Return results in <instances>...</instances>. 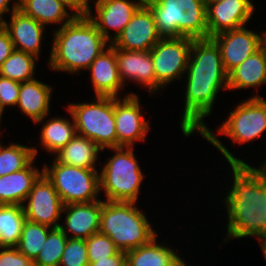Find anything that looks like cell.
Here are the masks:
<instances>
[{
    "instance_id": "obj_37",
    "label": "cell",
    "mask_w": 266,
    "mask_h": 266,
    "mask_svg": "<svg viewBox=\"0 0 266 266\" xmlns=\"http://www.w3.org/2000/svg\"><path fill=\"white\" fill-rule=\"evenodd\" d=\"M14 51L13 42L8 32L2 28L0 29V66Z\"/></svg>"
},
{
    "instance_id": "obj_24",
    "label": "cell",
    "mask_w": 266,
    "mask_h": 266,
    "mask_svg": "<svg viewBox=\"0 0 266 266\" xmlns=\"http://www.w3.org/2000/svg\"><path fill=\"white\" fill-rule=\"evenodd\" d=\"M36 159L24 169L0 177V205H23L34 183L43 174V167L39 169L35 164Z\"/></svg>"
},
{
    "instance_id": "obj_33",
    "label": "cell",
    "mask_w": 266,
    "mask_h": 266,
    "mask_svg": "<svg viewBox=\"0 0 266 266\" xmlns=\"http://www.w3.org/2000/svg\"><path fill=\"white\" fill-rule=\"evenodd\" d=\"M85 242L87 245L89 264L114 256L119 251L107 235L99 232L85 239Z\"/></svg>"
},
{
    "instance_id": "obj_18",
    "label": "cell",
    "mask_w": 266,
    "mask_h": 266,
    "mask_svg": "<svg viewBox=\"0 0 266 266\" xmlns=\"http://www.w3.org/2000/svg\"><path fill=\"white\" fill-rule=\"evenodd\" d=\"M9 17V20L4 21L3 28L8 32L13 42L14 50L31 54L41 60V46L43 47L42 42L47 35L46 29L49 28L27 16L18 8Z\"/></svg>"
},
{
    "instance_id": "obj_38",
    "label": "cell",
    "mask_w": 266,
    "mask_h": 266,
    "mask_svg": "<svg viewBox=\"0 0 266 266\" xmlns=\"http://www.w3.org/2000/svg\"><path fill=\"white\" fill-rule=\"evenodd\" d=\"M89 266H127V257L124 251H118L114 256L92 262Z\"/></svg>"
},
{
    "instance_id": "obj_43",
    "label": "cell",
    "mask_w": 266,
    "mask_h": 266,
    "mask_svg": "<svg viewBox=\"0 0 266 266\" xmlns=\"http://www.w3.org/2000/svg\"><path fill=\"white\" fill-rule=\"evenodd\" d=\"M3 115H4V113L2 112V110L0 109V129L2 128L1 126H2V120L4 119L3 118Z\"/></svg>"
},
{
    "instance_id": "obj_21",
    "label": "cell",
    "mask_w": 266,
    "mask_h": 266,
    "mask_svg": "<svg viewBox=\"0 0 266 266\" xmlns=\"http://www.w3.org/2000/svg\"><path fill=\"white\" fill-rule=\"evenodd\" d=\"M53 86L35 78L20 83L17 110L28 117L34 124L51 113ZM53 93V94H52Z\"/></svg>"
},
{
    "instance_id": "obj_47",
    "label": "cell",
    "mask_w": 266,
    "mask_h": 266,
    "mask_svg": "<svg viewBox=\"0 0 266 266\" xmlns=\"http://www.w3.org/2000/svg\"><path fill=\"white\" fill-rule=\"evenodd\" d=\"M3 28V23L0 21V29Z\"/></svg>"
},
{
    "instance_id": "obj_16",
    "label": "cell",
    "mask_w": 266,
    "mask_h": 266,
    "mask_svg": "<svg viewBox=\"0 0 266 266\" xmlns=\"http://www.w3.org/2000/svg\"><path fill=\"white\" fill-rule=\"evenodd\" d=\"M161 38L152 11L143 3L111 45L127 51H150Z\"/></svg>"
},
{
    "instance_id": "obj_3",
    "label": "cell",
    "mask_w": 266,
    "mask_h": 266,
    "mask_svg": "<svg viewBox=\"0 0 266 266\" xmlns=\"http://www.w3.org/2000/svg\"><path fill=\"white\" fill-rule=\"evenodd\" d=\"M47 67L53 72L79 75L110 46L87 16H75L69 23L53 29Z\"/></svg>"
},
{
    "instance_id": "obj_35",
    "label": "cell",
    "mask_w": 266,
    "mask_h": 266,
    "mask_svg": "<svg viewBox=\"0 0 266 266\" xmlns=\"http://www.w3.org/2000/svg\"><path fill=\"white\" fill-rule=\"evenodd\" d=\"M19 89V82L0 75V109L4 114L6 108L17 106Z\"/></svg>"
},
{
    "instance_id": "obj_34",
    "label": "cell",
    "mask_w": 266,
    "mask_h": 266,
    "mask_svg": "<svg viewBox=\"0 0 266 266\" xmlns=\"http://www.w3.org/2000/svg\"><path fill=\"white\" fill-rule=\"evenodd\" d=\"M59 266H89L85 239L68 238Z\"/></svg>"
},
{
    "instance_id": "obj_46",
    "label": "cell",
    "mask_w": 266,
    "mask_h": 266,
    "mask_svg": "<svg viewBox=\"0 0 266 266\" xmlns=\"http://www.w3.org/2000/svg\"><path fill=\"white\" fill-rule=\"evenodd\" d=\"M2 129H0V139L3 137V132L1 131Z\"/></svg>"
},
{
    "instance_id": "obj_30",
    "label": "cell",
    "mask_w": 266,
    "mask_h": 266,
    "mask_svg": "<svg viewBox=\"0 0 266 266\" xmlns=\"http://www.w3.org/2000/svg\"><path fill=\"white\" fill-rule=\"evenodd\" d=\"M37 60L31 54L14 50L0 66V75L19 83L33 80L37 74Z\"/></svg>"
},
{
    "instance_id": "obj_13",
    "label": "cell",
    "mask_w": 266,
    "mask_h": 266,
    "mask_svg": "<svg viewBox=\"0 0 266 266\" xmlns=\"http://www.w3.org/2000/svg\"><path fill=\"white\" fill-rule=\"evenodd\" d=\"M22 206L28 221L52 228H58L62 222L64 204L44 174L34 183Z\"/></svg>"
},
{
    "instance_id": "obj_42",
    "label": "cell",
    "mask_w": 266,
    "mask_h": 266,
    "mask_svg": "<svg viewBox=\"0 0 266 266\" xmlns=\"http://www.w3.org/2000/svg\"><path fill=\"white\" fill-rule=\"evenodd\" d=\"M261 48L265 54L266 57V30H264V34L262 36V40H261Z\"/></svg>"
},
{
    "instance_id": "obj_10",
    "label": "cell",
    "mask_w": 266,
    "mask_h": 266,
    "mask_svg": "<svg viewBox=\"0 0 266 266\" xmlns=\"http://www.w3.org/2000/svg\"><path fill=\"white\" fill-rule=\"evenodd\" d=\"M192 42L190 37H168L161 38L152 47L150 54L156 75V95L161 94L163 89L165 91L172 82L182 81L188 66Z\"/></svg>"
},
{
    "instance_id": "obj_6",
    "label": "cell",
    "mask_w": 266,
    "mask_h": 266,
    "mask_svg": "<svg viewBox=\"0 0 266 266\" xmlns=\"http://www.w3.org/2000/svg\"><path fill=\"white\" fill-rule=\"evenodd\" d=\"M136 147H114L104 149L113 152L108 160L99 166L100 194L104 201L137 202L142 184L144 185L145 171L136 158ZM143 182V183H142Z\"/></svg>"
},
{
    "instance_id": "obj_32",
    "label": "cell",
    "mask_w": 266,
    "mask_h": 266,
    "mask_svg": "<svg viewBox=\"0 0 266 266\" xmlns=\"http://www.w3.org/2000/svg\"><path fill=\"white\" fill-rule=\"evenodd\" d=\"M68 237L58 227L49 231L43 248L33 261L34 266H59Z\"/></svg>"
},
{
    "instance_id": "obj_1",
    "label": "cell",
    "mask_w": 266,
    "mask_h": 266,
    "mask_svg": "<svg viewBox=\"0 0 266 266\" xmlns=\"http://www.w3.org/2000/svg\"><path fill=\"white\" fill-rule=\"evenodd\" d=\"M182 93L180 129L185 138L200 135L207 127L205 118L214 112L220 91H228L221 51L212 38L193 39Z\"/></svg>"
},
{
    "instance_id": "obj_44",
    "label": "cell",
    "mask_w": 266,
    "mask_h": 266,
    "mask_svg": "<svg viewBox=\"0 0 266 266\" xmlns=\"http://www.w3.org/2000/svg\"><path fill=\"white\" fill-rule=\"evenodd\" d=\"M179 266H188L187 259L184 258V259L180 262Z\"/></svg>"
},
{
    "instance_id": "obj_39",
    "label": "cell",
    "mask_w": 266,
    "mask_h": 266,
    "mask_svg": "<svg viewBox=\"0 0 266 266\" xmlns=\"http://www.w3.org/2000/svg\"><path fill=\"white\" fill-rule=\"evenodd\" d=\"M66 5L76 16L88 14L90 0H58Z\"/></svg>"
},
{
    "instance_id": "obj_29",
    "label": "cell",
    "mask_w": 266,
    "mask_h": 266,
    "mask_svg": "<svg viewBox=\"0 0 266 266\" xmlns=\"http://www.w3.org/2000/svg\"><path fill=\"white\" fill-rule=\"evenodd\" d=\"M25 221L22 205H0V247L18 245Z\"/></svg>"
},
{
    "instance_id": "obj_19",
    "label": "cell",
    "mask_w": 266,
    "mask_h": 266,
    "mask_svg": "<svg viewBox=\"0 0 266 266\" xmlns=\"http://www.w3.org/2000/svg\"><path fill=\"white\" fill-rule=\"evenodd\" d=\"M116 62L124 86L134 82L147 88L149 97L156 95V75L150 51H127L116 48ZM137 83V84H136Z\"/></svg>"
},
{
    "instance_id": "obj_5",
    "label": "cell",
    "mask_w": 266,
    "mask_h": 266,
    "mask_svg": "<svg viewBox=\"0 0 266 266\" xmlns=\"http://www.w3.org/2000/svg\"><path fill=\"white\" fill-rule=\"evenodd\" d=\"M139 207L137 202L102 200L99 233L107 235L120 251L147 244L159 232Z\"/></svg>"
},
{
    "instance_id": "obj_45",
    "label": "cell",
    "mask_w": 266,
    "mask_h": 266,
    "mask_svg": "<svg viewBox=\"0 0 266 266\" xmlns=\"http://www.w3.org/2000/svg\"><path fill=\"white\" fill-rule=\"evenodd\" d=\"M222 1H225V0H205V2H222Z\"/></svg>"
},
{
    "instance_id": "obj_41",
    "label": "cell",
    "mask_w": 266,
    "mask_h": 266,
    "mask_svg": "<svg viewBox=\"0 0 266 266\" xmlns=\"http://www.w3.org/2000/svg\"><path fill=\"white\" fill-rule=\"evenodd\" d=\"M262 255L266 261V237L257 239Z\"/></svg>"
},
{
    "instance_id": "obj_26",
    "label": "cell",
    "mask_w": 266,
    "mask_h": 266,
    "mask_svg": "<svg viewBox=\"0 0 266 266\" xmlns=\"http://www.w3.org/2000/svg\"><path fill=\"white\" fill-rule=\"evenodd\" d=\"M18 9L45 27H62L76 15L58 0H18Z\"/></svg>"
},
{
    "instance_id": "obj_23",
    "label": "cell",
    "mask_w": 266,
    "mask_h": 266,
    "mask_svg": "<svg viewBox=\"0 0 266 266\" xmlns=\"http://www.w3.org/2000/svg\"><path fill=\"white\" fill-rule=\"evenodd\" d=\"M65 110L70 115L69 117L66 115L62 117L58 114L53 117L47 115L35 123V125H42L39 131V145L42 150L45 149V152L51 155V158L77 134L74 118L67 108Z\"/></svg>"
},
{
    "instance_id": "obj_17",
    "label": "cell",
    "mask_w": 266,
    "mask_h": 266,
    "mask_svg": "<svg viewBox=\"0 0 266 266\" xmlns=\"http://www.w3.org/2000/svg\"><path fill=\"white\" fill-rule=\"evenodd\" d=\"M86 71L89 72L91 88L93 87L95 96L123 98L137 95V93L129 90L122 96L121 93L125 90V86L120 79L117 68L116 48L111 44L91 63Z\"/></svg>"
},
{
    "instance_id": "obj_8",
    "label": "cell",
    "mask_w": 266,
    "mask_h": 266,
    "mask_svg": "<svg viewBox=\"0 0 266 266\" xmlns=\"http://www.w3.org/2000/svg\"><path fill=\"white\" fill-rule=\"evenodd\" d=\"M81 102L65 105L74 118L76 133L92 140L102 150L117 147L114 97L93 96L90 102Z\"/></svg>"
},
{
    "instance_id": "obj_14",
    "label": "cell",
    "mask_w": 266,
    "mask_h": 266,
    "mask_svg": "<svg viewBox=\"0 0 266 266\" xmlns=\"http://www.w3.org/2000/svg\"><path fill=\"white\" fill-rule=\"evenodd\" d=\"M262 30H250L247 25L212 37L220 48L222 64L227 74L261 48L264 29Z\"/></svg>"
},
{
    "instance_id": "obj_11",
    "label": "cell",
    "mask_w": 266,
    "mask_h": 266,
    "mask_svg": "<svg viewBox=\"0 0 266 266\" xmlns=\"http://www.w3.org/2000/svg\"><path fill=\"white\" fill-rule=\"evenodd\" d=\"M140 98L139 94L123 98L114 97L117 147H135L137 142L146 141L151 131V123L146 120L149 118L144 116Z\"/></svg>"
},
{
    "instance_id": "obj_40",
    "label": "cell",
    "mask_w": 266,
    "mask_h": 266,
    "mask_svg": "<svg viewBox=\"0 0 266 266\" xmlns=\"http://www.w3.org/2000/svg\"><path fill=\"white\" fill-rule=\"evenodd\" d=\"M18 8V0H0V21L4 23L7 15H10ZM6 17V18H5Z\"/></svg>"
},
{
    "instance_id": "obj_2",
    "label": "cell",
    "mask_w": 266,
    "mask_h": 266,
    "mask_svg": "<svg viewBox=\"0 0 266 266\" xmlns=\"http://www.w3.org/2000/svg\"><path fill=\"white\" fill-rule=\"evenodd\" d=\"M252 165L227 164L232 180L221 197L227 214L221 245L233 239L266 237V177Z\"/></svg>"
},
{
    "instance_id": "obj_15",
    "label": "cell",
    "mask_w": 266,
    "mask_h": 266,
    "mask_svg": "<svg viewBox=\"0 0 266 266\" xmlns=\"http://www.w3.org/2000/svg\"><path fill=\"white\" fill-rule=\"evenodd\" d=\"M253 0H225L206 2L208 38L227 31L247 26L256 13Z\"/></svg>"
},
{
    "instance_id": "obj_36",
    "label": "cell",
    "mask_w": 266,
    "mask_h": 266,
    "mask_svg": "<svg viewBox=\"0 0 266 266\" xmlns=\"http://www.w3.org/2000/svg\"><path fill=\"white\" fill-rule=\"evenodd\" d=\"M0 266H34L16 247H0Z\"/></svg>"
},
{
    "instance_id": "obj_27",
    "label": "cell",
    "mask_w": 266,
    "mask_h": 266,
    "mask_svg": "<svg viewBox=\"0 0 266 266\" xmlns=\"http://www.w3.org/2000/svg\"><path fill=\"white\" fill-rule=\"evenodd\" d=\"M102 149L92 140L76 134V136L53 157L62 164L79 168H97Z\"/></svg>"
},
{
    "instance_id": "obj_12",
    "label": "cell",
    "mask_w": 266,
    "mask_h": 266,
    "mask_svg": "<svg viewBox=\"0 0 266 266\" xmlns=\"http://www.w3.org/2000/svg\"><path fill=\"white\" fill-rule=\"evenodd\" d=\"M90 3L87 16L111 44L124 30L144 0H90Z\"/></svg>"
},
{
    "instance_id": "obj_22",
    "label": "cell",
    "mask_w": 266,
    "mask_h": 266,
    "mask_svg": "<svg viewBox=\"0 0 266 266\" xmlns=\"http://www.w3.org/2000/svg\"><path fill=\"white\" fill-rule=\"evenodd\" d=\"M266 85V57L260 48L228 73V91L254 88L250 97H263L259 89ZM257 91V92H256Z\"/></svg>"
},
{
    "instance_id": "obj_7",
    "label": "cell",
    "mask_w": 266,
    "mask_h": 266,
    "mask_svg": "<svg viewBox=\"0 0 266 266\" xmlns=\"http://www.w3.org/2000/svg\"><path fill=\"white\" fill-rule=\"evenodd\" d=\"M162 38L208 39L205 0H144Z\"/></svg>"
},
{
    "instance_id": "obj_4",
    "label": "cell",
    "mask_w": 266,
    "mask_h": 266,
    "mask_svg": "<svg viewBox=\"0 0 266 266\" xmlns=\"http://www.w3.org/2000/svg\"><path fill=\"white\" fill-rule=\"evenodd\" d=\"M234 107V110H230L225 120L214 130L217 134L208 126L199 136L215 147L227 161L226 163L247 164L248 160L245 161L239 156L237 158L220 140V137L223 135L224 138H229L233 145H249L256 139L259 141V138L260 140L265 138L266 143V99L248 97L235 104Z\"/></svg>"
},
{
    "instance_id": "obj_20",
    "label": "cell",
    "mask_w": 266,
    "mask_h": 266,
    "mask_svg": "<svg viewBox=\"0 0 266 266\" xmlns=\"http://www.w3.org/2000/svg\"><path fill=\"white\" fill-rule=\"evenodd\" d=\"M102 200L90 203L66 204L59 228L68 238L88 239L99 232ZM64 215V216H63Z\"/></svg>"
},
{
    "instance_id": "obj_31",
    "label": "cell",
    "mask_w": 266,
    "mask_h": 266,
    "mask_svg": "<svg viewBox=\"0 0 266 266\" xmlns=\"http://www.w3.org/2000/svg\"><path fill=\"white\" fill-rule=\"evenodd\" d=\"M51 229L52 227L47 225L26 220L16 248L27 258L34 261L43 248Z\"/></svg>"
},
{
    "instance_id": "obj_9",
    "label": "cell",
    "mask_w": 266,
    "mask_h": 266,
    "mask_svg": "<svg viewBox=\"0 0 266 266\" xmlns=\"http://www.w3.org/2000/svg\"><path fill=\"white\" fill-rule=\"evenodd\" d=\"M42 164L43 174L52 183L64 205L90 203L100 198L99 169L79 168L59 163Z\"/></svg>"
},
{
    "instance_id": "obj_25",
    "label": "cell",
    "mask_w": 266,
    "mask_h": 266,
    "mask_svg": "<svg viewBox=\"0 0 266 266\" xmlns=\"http://www.w3.org/2000/svg\"><path fill=\"white\" fill-rule=\"evenodd\" d=\"M158 235L147 244L126 251L127 266H179L184 256L171 243L158 241Z\"/></svg>"
},
{
    "instance_id": "obj_28",
    "label": "cell",
    "mask_w": 266,
    "mask_h": 266,
    "mask_svg": "<svg viewBox=\"0 0 266 266\" xmlns=\"http://www.w3.org/2000/svg\"><path fill=\"white\" fill-rule=\"evenodd\" d=\"M38 146H28L9 142L4 145L0 139V177L24 169L35 157H38Z\"/></svg>"
}]
</instances>
